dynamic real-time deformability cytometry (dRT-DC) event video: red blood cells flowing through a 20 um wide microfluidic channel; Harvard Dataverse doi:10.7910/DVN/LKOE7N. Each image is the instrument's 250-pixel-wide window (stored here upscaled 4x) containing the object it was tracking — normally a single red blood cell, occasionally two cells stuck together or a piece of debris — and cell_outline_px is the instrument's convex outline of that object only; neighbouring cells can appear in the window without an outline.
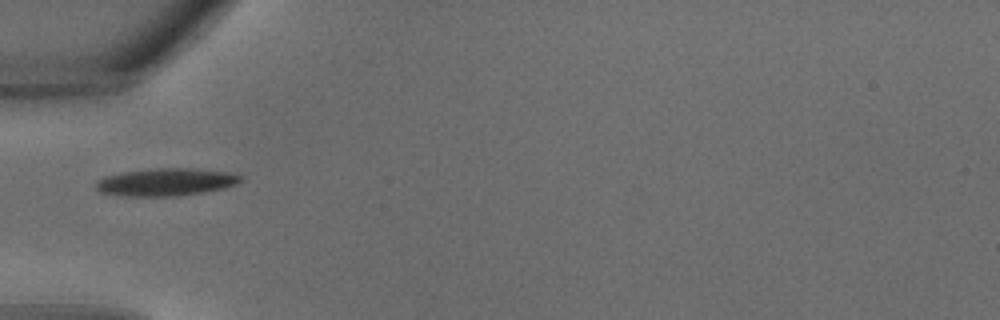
{"species": "common noctule bat (a hibernating species)", "species_latin": "Nyctalus noctula", "temperature_condition": "warm", "stored_images_in_passage": 23, "camera_frame_rate_fps": 3000, "um_per_image_px": 0.085, "animal": {"sex": "male", "body_mass_g": 18.8}, "frame": {"image": 1, "passage_image": 1, "time_ms": 0.0, "image_size_px": [1000, 320], "cell_outline_px": [[244, 176], [236, 184], [224, 188], [204, 192], [176, 196], [124, 196], [100, 192], [96, 188], [96, 184], [104, 176], [124, 172], [156, 168], [188, 168], [236, 172]], "centroid_in_image_um": [14.17, 15.47], "position_along_channel_um": 70.8, "area_um2": 23.29}}
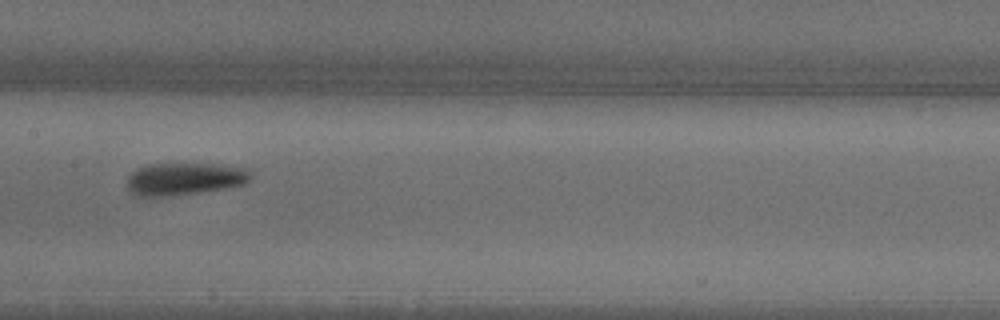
{"frame": {"image": 2, "passage_image": 7, "time_ms": 2.0, "image_size_px": [1000, 320], "cell_outline_px": [[252, 172], [248, 180], [244, 184], [196, 192], [164, 196], [136, 196], [128, 192], [128, 176], [136, 168], [148, 164], [212, 164], [244, 168]], "centroid_in_image_um": [15.6, 15.19], "position_along_channel_um": 191.8, "area_um2": 22.89}}
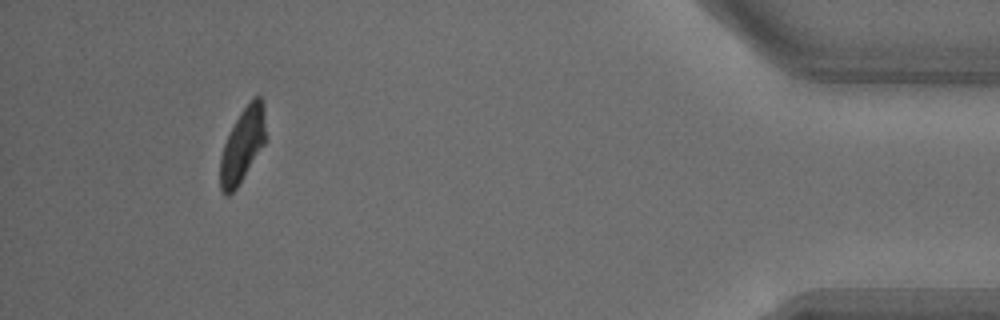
{"frame": {"image": 3, "passage_image": 21, "time_ms": 6.667, "image_size_px": [1000, 320], "cell_outline_px": [[264, 144], [236, 188], [228, 196], [224, 196], [220, 192], [220, 156], [224, 144], [240, 112], [256, 96], [260, 96], [264, 104]], "centroid_in_image_um": [20.58, 12.38], "position_along_channel_um": 414.6, "area_um2": 19.13}}